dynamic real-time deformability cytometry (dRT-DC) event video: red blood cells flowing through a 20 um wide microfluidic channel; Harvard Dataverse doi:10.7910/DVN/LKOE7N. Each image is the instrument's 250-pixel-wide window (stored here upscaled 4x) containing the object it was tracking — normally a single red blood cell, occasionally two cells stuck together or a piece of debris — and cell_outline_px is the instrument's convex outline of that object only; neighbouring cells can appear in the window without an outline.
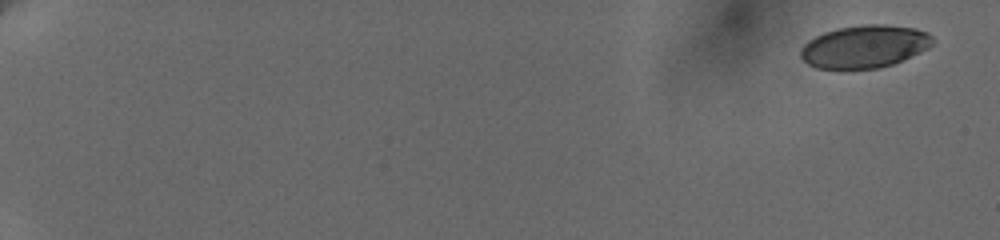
{"species": "human", "species_latin": "Homo sapiens", "temperature_condition": "cold", "stored_images_in_passage": 14, "camera_frame_rate_fps": 3000, "um_per_image_px": 0.085, "donor": {"sex": "female"}, "frame": {"image": 1, "passage_image": 1, "time_ms": 0.0, "image_size_px": [1000, 240], "cell_outline_px": [[936, 40], [928, 48], [920, 52], [892, 64], [880, 68], [816, 68], [808, 64], [800, 56], [800, 48], [808, 40], [824, 32], [840, 28], [864, 24], [884, 24], [916, 28], [928, 32]], "centroid_in_image_um": [73.5, 3.94], "position_along_channel_um": 11.5, "area_um2": 32.77}}
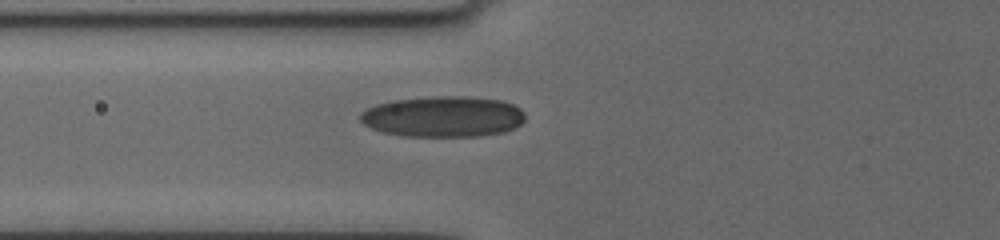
{"frame": {"image": 2, "passage_image": 10, "time_ms": 8.0, "image_size_px": [1000, 240], "cell_outline_px": [[524, 120], [516, 128], [504, 132], [480, 136], [404, 136], [384, 132], [372, 128], [364, 124], [360, 120], [360, 112], [376, 104], [392, 100], [432, 96], [468, 96], [500, 100], [512, 104], [520, 108], [524, 112]], "centroid_in_image_um": [37.68, 9.9], "position_along_channel_um": 88.1, "area_um2": 39.42}}
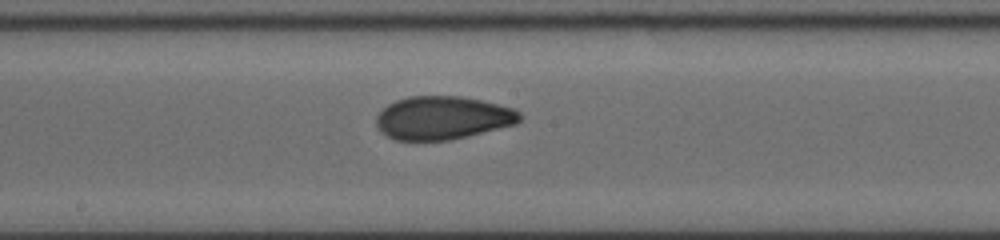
{"frame": {"image": 3, "passage_image": 14, "time_ms": 11.333, "image_size_px": [1000, 240], "cell_outline_px": [[520, 120], [516, 124], [448, 140], [396, 140], [380, 132], [376, 124], [376, 116], [388, 104], [396, 100], [408, 96], [460, 96], [480, 100], [512, 108], [520, 112]], "centroid_in_image_um": [37.59, 10.01], "position_along_channel_um": 210.6, "area_um2": 35.84}}